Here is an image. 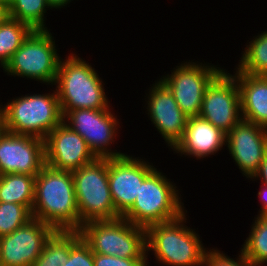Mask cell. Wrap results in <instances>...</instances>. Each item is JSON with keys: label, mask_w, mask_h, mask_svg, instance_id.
Here are the masks:
<instances>
[{"label": "cell", "mask_w": 267, "mask_h": 266, "mask_svg": "<svg viewBox=\"0 0 267 266\" xmlns=\"http://www.w3.org/2000/svg\"><path fill=\"white\" fill-rule=\"evenodd\" d=\"M32 217L56 231H79L82 227L72 172L48 165L36 175Z\"/></svg>", "instance_id": "6da1fadb"}, {"label": "cell", "mask_w": 267, "mask_h": 266, "mask_svg": "<svg viewBox=\"0 0 267 266\" xmlns=\"http://www.w3.org/2000/svg\"><path fill=\"white\" fill-rule=\"evenodd\" d=\"M54 85L63 116L76 109L111 107L100 75L73 52L66 59H60Z\"/></svg>", "instance_id": "7a4b0ae2"}, {"label": "cell", "mask_w": 267, "mask_h": 266, "mask_svg": "<svg viewBox=\"0 0 267 266\" xmlns=\"http://www.w3.org/2000/svg\"><path fill=\"white\" fill-rule=\"evenodd\" d=\"M187 212L181 217L154 224L146 230V260L152 252L156 263L167 266H202L208 248L203 246L196 229L188 227Z\"/></svg>", "instance_id": "3957f363"}, {"label": "cell", "mask_w": 267, "mask_h": 266, "mask_svg": "<svg viewBox=\"0 0 267 266\" xmlns=\"http://www.w3.org/2000/svg\"><path fill=\"white\" fill-rule=\"evenodd\" d=\"M2 104V105H1ZM0 104V115L6 131L41 139L63 122L56 90L53 93L27 94Z\"/></svg>", "instance_id": "277c9868"}, {"label": "cell", "mask_w": 267, "mask_h": 266, "mask_svg": "<svg viewBox=\"0 0 267 266\" xmlns=\"http://www.w3.org/2000/svg\"><path fill=\"white\" fill-rule=\"evenodd\" d=\"M163 174L156 168L142 182L133 205L121 217L146 229L175 220L187 212L176 184Z\"/></svg>", "instance_id": "5b68a950"}, {"label": "cell", "mask_w": 267, "mask_h": 266, "mask_svg": "<svg viewBox=\"0 0 267 266\" xmlns=\"http://www.w3.org/2000/svg\"><path fill=\"white\" fill-rule=\"evenodd\" d=\"M80 222L114 220L115 210L108 182V158L96 157L72 171Z\"/></svg>", "instance_id": "8992f818"}, {"label": "cell", "mask_w": 267, "mask_h": 266, "mask_svg": "<svg viewBox=\"0 0 267 266\" xmlns=\"http://www.w3.org/2000/svg\"><path fill=\"white\" fill-rule=\"evenodd\" d=\"M93 253L120 258H146V230L119 217L86 222L79 230Z\"/></svg>", "instance_id": "52a82bcc"}, {"label": "cell", "mask_w": 267, "mask_h": 266, "mask_svg": "<svg viewBox=\"0 0 267 266\" xmlns=\"http://www.w3.org/2000/svg\"><path fill=\"white\" fill-rule=\"evenodd\" d=\"M50 30H33L3 71L11 77L29 78L53 87L61 56Z\"/></svg>", "instance_id": "ba28073f"}, {"label": "cell", "mask_w": 267, "mask_h": 266, "mask_svg": "<svg viewBox=\"0 0 267 266\" xmlns=\"http://www.w3.org/2000/svg\"><path fill=\"white\" fill-rule=\"evenodd\" d=\"M178 65L160 80L169 88L187 117L199 116L206 87L224 68L192 60Z\"/></svg>", "instance_id": "9c48e42d"}, {"label": "cell", "mask_w": 267, "mask_h": 266, "mask_svg": "<svg viewBox=\"0 0 267 266\" xmlns=\"http://www.w3.org/2000/svg\"><path fill=\"white\" fill-rule=\"evenodd\" d=\"M109 109H76L63 116V123L80 134L96 157H121L126 153L111 150L120 128L119 119ZM109 148V149H108Z\"/></svg>", "instance_id": "30bf717a"}, {"label": "cell", "mask_w": 267, "mask_h": 266, "mask_svg": "<svg viewBox=\"0 0 267 266\" xmlns=\"http://www.w3.org/2000/svg\"><path fill=\"white\" fill-rule=\"evenodd\" d=\"M223 69L206 87L199 116L224 133L242 120L236 78Z\"/></svg>", "instance_id": "8fae6325"}, {"label": "cell", "mask_w": 267, "mask_h": 266, "mask_svg": "<svg viewBox=\"0 0 267 266\" xmlns=\"http://www.w3.org/2000/svg\"><path fill=\"white\" fill-rule=\"evenodd\" d=\"M139 158L130 154L108 158L109 188L120 216L133 205L142 182L156 169L152 163Z\"/></svg>", "instance_id": "7c38bea8"}, {"label": "cell", "mask_w": 267, "mask_h": 266, "mask_svg": "<svg viewBox=\"0 0 267 266\" xmlns=\"http://www.w3.org/2000/svg\"><path fill=\"white\" fill-rule=\"evenodd\" d=\"M56 230L32 218L9 235L0 237V266H32Z\"/></svg>", "instance_id": "4fadbf2b"}, {"label": "cell", "mask_w": 267, "mask_h": 266, "mask_svg": "<svg viewBox=\"0 0 267 266\" xmlns=\"http://www.w3.org/2000/svg\"><path fill=\"white\" fill-rule=\"evenodd\" d=\"M46 165L44 140L5 131L0 137V175L36 176Z\"/></svg>", "instance_id": "5bb4252c"}, {"label": "cell", "mask_w": 267, "mask_h": 266, "mask_svg": "<svg viewBox=\"0 0 267 266\" xmlns=\"http://www.w3.org/2000/svg\"><path fill=\"white\" fill-rule=\"evenodd\" d=\"M145 96L148 118L167 146L173 149L184 135L187 117L179 108L169 88L159 79Z\"/></svg>", "instance_id": "9a60e30c"}, {"label": "cell", "mask_w": 267, "mask_h": 266, "mask_svg": "<svg viewBox=\"0 0 267 266\" xmlns=\"http://www.w3.org/2000/svg\"><path fill=\"white\" fill-rule=\"evenodd\" d=\"M225 146L242 175L251 178L267 153V128L242 119L226 133Z\"/></svg>", "instance_id": "2e32d148"}, {"label": "cell", "mask_w": 267, "mask_h": 266, "mask_svg": "<svg viewBox=\"0 0 267 266\" xmlns=\"http://www.w3.org/2000/svg\"><path fill=\"white\" fill-rule=\"evenodd\" d=\"M46 165L64 171H75L96 156L85 139L65 123L56 126L44 139Z\"/></svg>", "instance_id": "e0dca14e"}, {"label": "cell", "mask_w": 267, "mask_h": 266, "mask_svg": "<svg viewBox=\"0 0 267 266\" xmlns=\"http://www.w3.org/2000/svg\"><path fill=\"white\" fill-rule=\"evenodd\" d=\"M226 133L214 127L200 116L189 117L184 135L172 149L180 156L194 157L197 160L215 155L225 147Z\"/></svg>", "instance_id": "ac0fdd59"}, {"label": "cell", "mask_w": 267, "mask_h": 266, "mask_svg": "<svg viewBox=\"0 0 267 266\" xmlns=\"http://www.w3.org/2000/svg\"><path fill=\"white\" fill-rule=\"evenodd\" d=\"M232 75L240 90L242 119L267 128V75Z\"/></svg>", "instance_id": "d6986e66"}, {"label": "cell", "mask_w": 267, "mask_h": 266, "mask_svg": "<svg viewBox=\"0 0 267 266\" xmlns=\"http://www.w3.org/2000/svg\"><path fill=\"white\" fill-rule=\"evenodd\" d=\"M35 178L19 173L0 175V202L17 203L32 211Z\"/></svg>", "instance_id": "ffe728a7"}, {"label": "cell", "mask_w": 267, "mask_h": 266, "mask_svg": "<svg viewBox=\"0 0 267 266\" xmlns=\"http://www.w3.org/2000/svg\"><path fill=\"white\" fill-rule=\"evenodd\" d=\"M261 32L246 44L234 73L267 75V31Z\"/></svg>", "instance_id": "44dd1931"}, {"label": "cell", "mask_w": 267, "mask_h": 266, "mask_svg": "<svg viewBox=\"0 0 267 266\" xmlns=\"http://www.w3.org/2000/svg\"><path fill=\"white\" fill-rule=\"evenodd\" d=\"M33 31L26 23L8 17L0 25V67L4 68L12 55Z\"/></svg>", "instance_id": "7402d4cb"}, {"label": "cell", "mask_w": 267, "mask_h": 266, "mask_svg": "<svg viewBox=\"0 0 267 266\" xmlns=\"http://www.w3.org/2000/svg\"><path fill=\"white\" fill-rule=\"evenodd\" d=\"M51 6L47 0H11L8 5L9 17L26 23L33 30H48L45 14Z\"/></svg>", "instance_id": "603a6c76"}, {"label": "cell", "mask_w": 267, "mask_h": 266, "mask_svg": "<svg viewBox=\"0 0 267 266\" xmlns=\"http://www.w3.org/2000/svg\"><path fill=\"white\" fill-rule=\"evenodd\" d=\"M254 218L249 236L240 249L255 266H263L267 263V216Z\"/></svg>", "instance_id": "cb8c5ba5"}, {"label": "cell", "mask_w": 267, "mask_h": 266, "mask_svg": "<svg viewBox=\"0 0 267 266\" xmlns=\"http://www.w3.org/2000/svg\"><path fill=\"white\" fill-rule=\"evenodd\" d=\"M71 249V231H56L43 247L32 266H62Z\"/></svg>", "instance_id": "d4e9b609"}, {"label": "cell", "mask_w": 267, "mask_h": 266, "mask_svg": "<svg viewBox=\"0 0 267 266\" xmlns=\"http://www.w3.org/2000/svg\"><path fill=\"white\" fill-rule=\"evenodd\" d=\"M32 218V212L26 206L0 202V237L11 234Z\"/></svg>", "instance_id": "484cf974"}, {"label": "cell", "mask_w": 267, "mask_h": 266, "mask_svg": "<svg viewBox=\"0 0 267 266\" xmlns=\"http://www.w3.org/2000/svg\"><path fill=\"white\" fill-rule=\"evenodd\" d=\"M62 266H94L93 252L79 231H71V249Z\"/></svg>", "instance_id": "4316f807"}, {"label": "cell", "mask_w": 267, "mask_h": 266, "mask_svg": "<svg viewBox=\"0 0 267 266\" xmlns=\"http://www.w3.org/2000/svg\"><path fill=\"white\" fill-rule=\"evenodd\" d=\"M238 255L233 259L218 248L212 247L206 251L202 266H255L241 250Z\"/></svg>", "instance_id": "83f0119b"}, {"label": "cell", "mask_w": 267, "mask_h": 266, "mask_svg": "<svg viewBox=\"0 0 267 266\" xmlns=\"http://www.w3.org/2000/svg\"><path fill=\"white\" fill-rule=\"evenodd\" d=\"M94 266H147L146 258H120L93 253Z\"/></svg>", "instance_id": "f1b7e54d"}, {"label": "cell", "mask_w": 267, "mask_h": 266, "mask_svg": "<svg viewBox=\"0 0 267 266\" xmlns=\"http://www.w3.org/2000/svg\"><path fill=\"white\" fill-rule=\"evenodd\" d=\"M252 181L261 180V184L267 185V153L260 163L258 171L253 175V177L248 178Z\"/></svg>", "instance_id": "f546056e"}, {"label": "cell", "mask_w": 267, "mask_h": 266, "mask_svg": "<svg viewBox=\"0 0 267 266\" xmlns=\"http://www.w3.org/2000/svg\"><path fill=\"white\" fill-rule=\"evenodd\" d=\"M260 189L257 196L260 199V205H262L258 211V216H267V185L261 184Z\"/></svg>", "instance_id": "4dcf8cb0"}, {"label": "cell", "mask_w": 267, "mask_h": 266, "mask_svg": "<svg viewBox=\"0 0 267 266\" xmlns=\"http://www.w3.org/2000/svg\"><path fill=\"white\" fill-rule=\"evenodd\" d=\"M71 1L73 0H47L52 9H61L69 5Z\"/></svg>", "instance_id": "1f68e13d"}, {"label": "cell", "mask_w": 267, "mask_h": 266, "mask_svg": "<svg viewBox=\"0 0 267 266\" xmlns=\"http://www.w3.org/2000/svg\"><path fill=\"white\" fill-rule=\"evenodd\" d=\"M9 17L8 7L0 3V25Z\"/></svg>", "instance_id": "d6a6232c"}, {"label": "cell", "mask_w": 267, "mask_h": 266, "mask_svg": "<svg viewBox=\"0 0 267 266\" xmlns=\"http://www.w3.org/2000/svg\"><path fill=\"white\" fill-rule=\"evenodd\" d=\"M6 131V128H5V125H4V122H3V119L0 115V137L2 136V134Z\"/></svg>", "instance_id": "836d02e7"}, {"label": "cell", "mask_w": 267, "mask_h": 266, "mask_svg": "<svg viewBox=\"0 0 267 266\" xmlns=\"http://www.w3.org/2000/svg\"><path fill=\"white\" fill-rule=\"evenodd\" d=\"M11 0H0V3L6 5L8 7V5L10 4Z\"/></svg>", "instance_id": "e575fe53"}]
</instances>
